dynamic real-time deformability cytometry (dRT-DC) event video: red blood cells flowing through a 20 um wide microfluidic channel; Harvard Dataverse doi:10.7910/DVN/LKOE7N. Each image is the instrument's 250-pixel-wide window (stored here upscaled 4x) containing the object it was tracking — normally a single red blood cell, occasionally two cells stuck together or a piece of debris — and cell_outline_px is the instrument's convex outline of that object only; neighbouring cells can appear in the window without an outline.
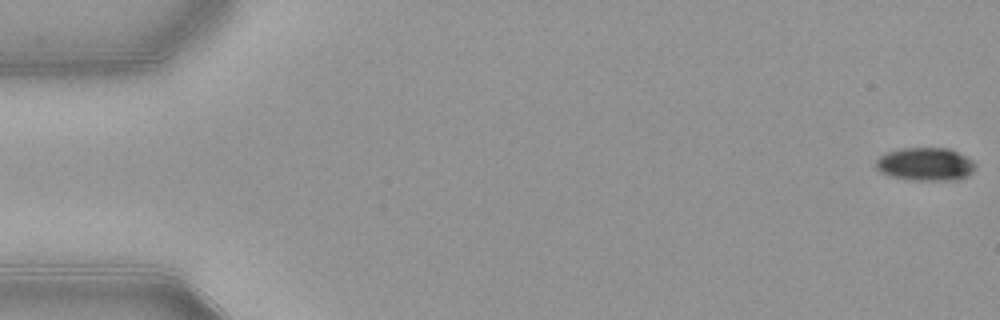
{"species": "common noctule bat (a hibernating species)", "species_latin": "Nyctalus noctula", "temperature_condition": "warm", "stored_images_in_passage": 54, "camera_frame_rate_fps": 3000, "um_per_image_px": 0.085, "animal": {"sex": "female", "body_mass_g": 21.9}, "frame": {"image": 1, "passage_image": 1, "time_ms": 0.0, "image_size_px": [1000, 320], "cell_outline_px": [[976, 168], [968, 176], [960, 180], [908, 180], [888, 176], [880, 172], [876, 168], [876, 160], [880, 156], [888, 152], [900, 148], [948, 148], [972, 160], [976, 164]], "centroid_in_image_um": [78.65, 13.97], "position_along_channel_um": 6.3, "area_um2": 19.36}}
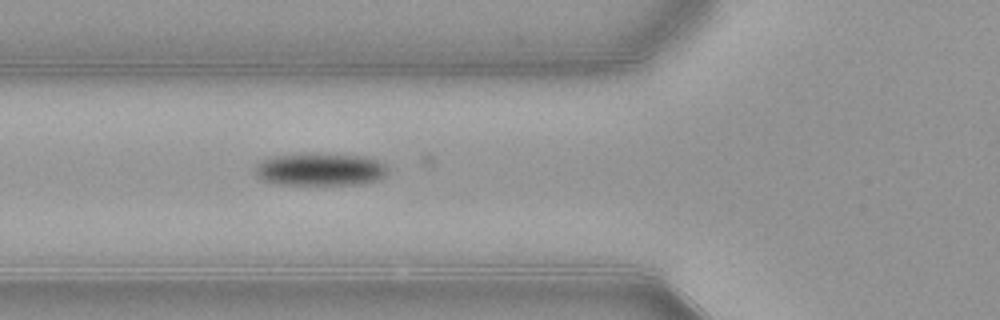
{"frame": {"image": 2, "passage_image": 20, "time_ms": 6.333, "image_size_px": [1000, 320], "cell_outline_px": [[384, 172], [376, 180], [356, 184], [276, 184], [260, 180], [256, 176], [256, 164], [264, 160], [276, 156], [316, 152], [320, 152], [368, 156], [384, 164]], "centroid_in_image_um": [27.15, 14.37], "position_along_channel_um": 98.7, "area_um2": 25.14}}
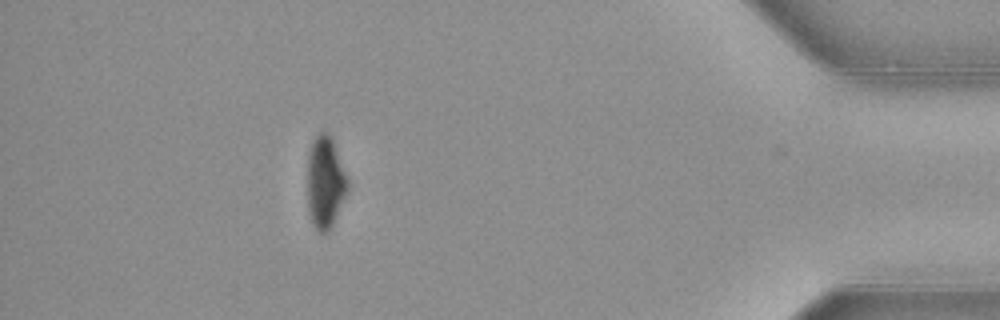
{"frame": {"image": 3, "passage_image": 48, "time_ms": 15.667, "image_size_px": [1000, 320], "cell_outline_px": [[348, 188], [332, 224], [328, 232], [316, 232], [308, 212], [308, 156], [312, 140], [320, 132], [328, 132], [332, 140], [348, 180]], "centroid_in_image_um": [27.62, 15.51], "position_along_channel_um": 407.6, "area_um2": 21.15}, "authors_computed_cell_mechanics": {"area_um2": 23.0044, "velocity_mm_per_s": 3.8995, "shape_relaxation_time_tau1_ms": 3.5308, "shape_relaxation_time_tau2_ms": null, "deformation_change_tau1": 0.1356, "deformation_change_tau2": null}}